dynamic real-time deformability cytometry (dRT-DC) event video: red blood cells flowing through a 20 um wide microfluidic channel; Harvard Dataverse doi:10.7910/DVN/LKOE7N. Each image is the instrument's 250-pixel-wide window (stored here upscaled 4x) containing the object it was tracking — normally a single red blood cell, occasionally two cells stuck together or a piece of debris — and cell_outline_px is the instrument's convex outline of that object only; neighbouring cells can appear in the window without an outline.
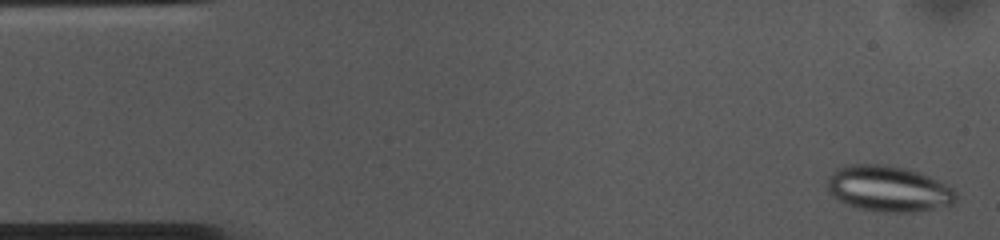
{"species": "common noctule bat (a hibernating species)", "species_latin": "Nyctalus noctula", "temperature_condition": "cold", "stored_images_in_passage": 54, "camera_frame_rate_fps": 3000, "um_per_image_px": 0.085, "animal": {"sex": "female", "body_mass_g": 10.0, "forearm_length_mm": 53.1}, "frame": {"image": 1, "passage_image": 2, "time_ms": 0.333, "image_size_px": [1000, 240], "cell_outline_px": [[956, 200], [952, 204], [912, 212], [884, 212], [860, 208], [848, 204], [832, 196], [828, 192], [828, 176], [836, 168], [848, 164], [884, 164], [904, 168], [920, 172], [948, 184], [956, 192]], "centroid_in_image_um": [75.51, 16.02], "position_along_channel_um": 9.5, "area_um2": 34.33}}
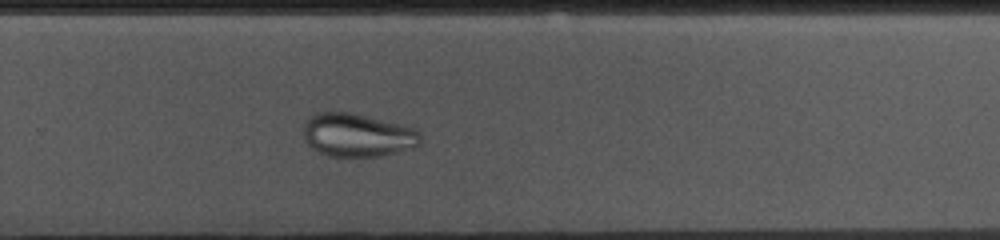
{"frame": {"image": 2, "passage_image": 35, "time_ms": 11.333, "image_size_px": [1000, 240], "cell_outline_px": [[420, 144], [412, 148], [380, 156], [328, 156], [312, 148], [308, 144], [304, 136], [304, 124], [316, 112], [348, 112], [400, 124], [416, 128], [420, 132]], "centroid_in_image_um": [30.4, 11.49], "position_along_channel_um": 299.4, "area_um2": 29.25}}
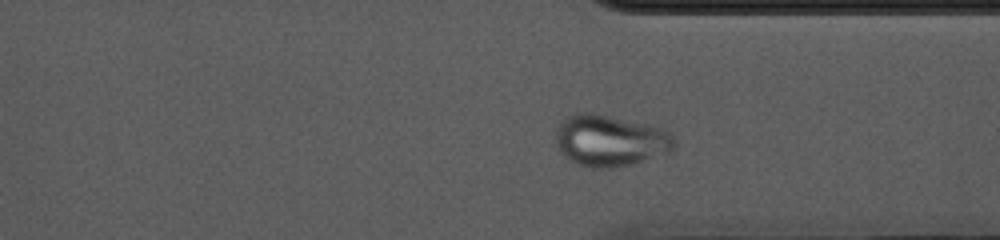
{"frame": {"image": 3, "passage_image": 40, "time_ms": 13.0, "image_size_px": [1000, 240], "cell_outline_px": [[672, 148], [668, 152], [616, 168], [592, 168], [576, 164], [564, 156], [556, 148], [556, 128], [560, 120], [576, 112], [592, 112], [660, 128], [668, 132], [672, 136]], "centroid_in_image_um": [51.74, 11.95], "position_along_channel_um": 359.7, "area_um2": 35.14}}